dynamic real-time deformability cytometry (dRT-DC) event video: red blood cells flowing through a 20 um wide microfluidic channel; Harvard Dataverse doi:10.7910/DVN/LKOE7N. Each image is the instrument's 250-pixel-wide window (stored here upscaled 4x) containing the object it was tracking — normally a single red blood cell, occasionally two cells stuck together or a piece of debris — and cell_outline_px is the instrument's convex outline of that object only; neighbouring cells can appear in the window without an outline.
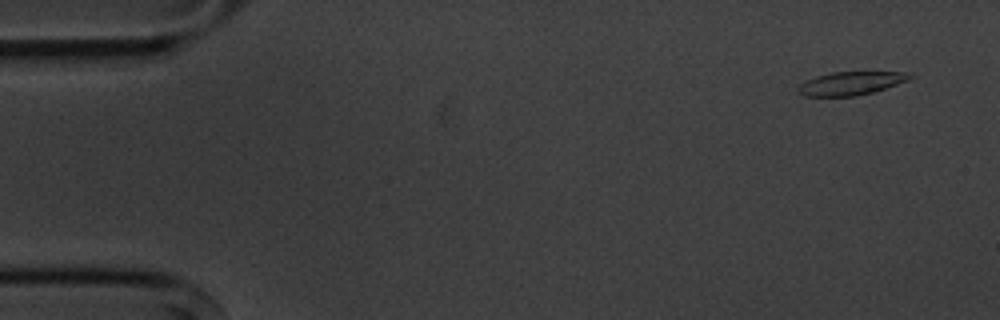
{"species": "common noctule bat (a hibernating species)", "species_latin": "Nyctalus noctula", "temperature_condition": "cold", "stored_images_in_passage": 3, "camera_frame_rate_fps": 3000, "um_per_image_px": 0.085, "animal": {"sex": "male", "body_mass_g": 20.1, "forearm_length_mm": 53.5}, "frame": {"image": 1, "passage_image": 1, "time_ms": 0.0, "image_size_px": [1000, 320], "cell_outline_px": [[916, 76], [908, 80], [872, 92], [856, 96], [804, 96], [796, 88], [800, 84], [816, 76], [832, 72], [908, 72]], "centroid_in_image_um": [72.34, 7.07], "position_along_channel_um": 12.7, "area_um2": 15.03}}